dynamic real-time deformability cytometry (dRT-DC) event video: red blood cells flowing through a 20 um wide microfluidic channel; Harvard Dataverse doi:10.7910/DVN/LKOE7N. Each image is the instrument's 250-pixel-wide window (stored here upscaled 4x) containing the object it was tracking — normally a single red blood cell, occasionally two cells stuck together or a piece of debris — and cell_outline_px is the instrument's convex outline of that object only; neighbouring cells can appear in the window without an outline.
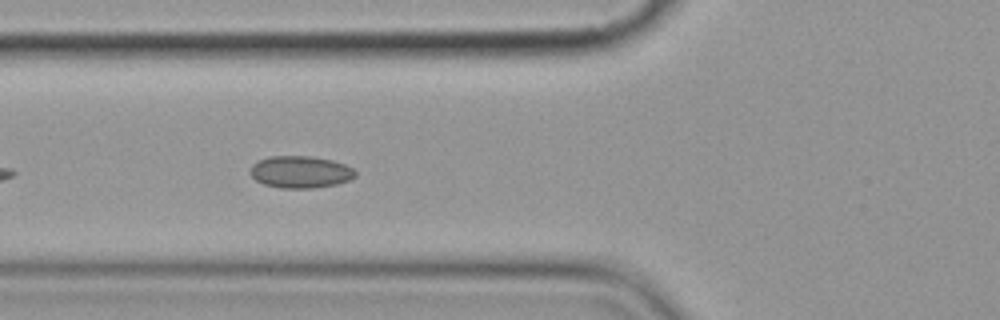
{"species": "common noctule bat (a hibernating species)", "species_latin": "Nyctalus noctula", "temperature_condition": "cold", "stored_images_in_passage": 16, "camera_frame_rate_fps": 3000, "um_per_image_px": 0.085, "animal": {"sex": "female", "body_mass_g": 19.9}, "frame": {"image": 1, "passage_image": 7, "time_ms": 7.667, "image_size_px": [1000, 320], "cell_outline_px": [[356, 176], [348, 180], [336, 184], [312, 188], [280, 188], [264, 184], [256, 180], [248, 172], [252, 164], [256, 160], [268, 156], [312, 156], [332, 160], [344, 164], [352, 168], [356, 172]], "centroid_in_image_um": [25.49, 14.6], "position_along_channel_um": 100.3, "area_um2": 19.77}}
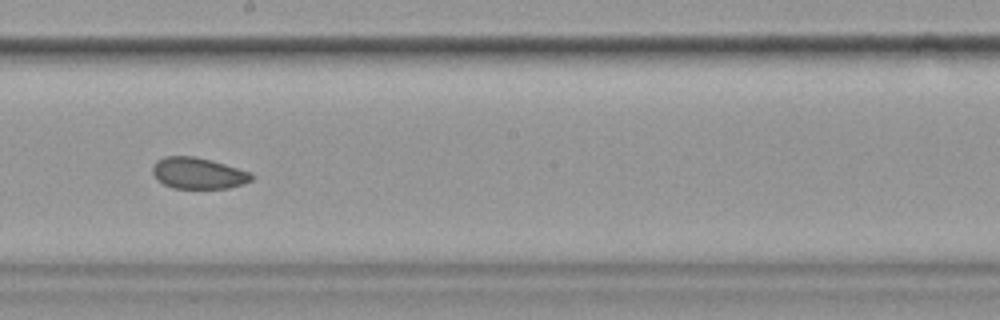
{"frame": {"image": 2, "passage_image": 10, "time_ms": 11.333, "image_size_px": [1000, 320], "cell_outline_px": [[252, 180], [228, 188], [172, 188], [156, 180], [152, 172], [152, 168], [156, 160], [164, 156], [192, 156], [212, 160], [248, 172], [252, 176]], "centroid_in_image_um": [16.76, 14.72], "position_along_channel_um": 231.4, "area_um2": 17.86}, "authors_computed_cell_mechanics": {"area_um2": 20.1144, "velocity_mm_per_s": 3.5806, "shape_relaxation_time_tau1_ms": null, "shape_relaxation_time_tau2_ms": 2.9583, "deformation_change_tau1": null, "deformation_change_tau2": 0.0492}}